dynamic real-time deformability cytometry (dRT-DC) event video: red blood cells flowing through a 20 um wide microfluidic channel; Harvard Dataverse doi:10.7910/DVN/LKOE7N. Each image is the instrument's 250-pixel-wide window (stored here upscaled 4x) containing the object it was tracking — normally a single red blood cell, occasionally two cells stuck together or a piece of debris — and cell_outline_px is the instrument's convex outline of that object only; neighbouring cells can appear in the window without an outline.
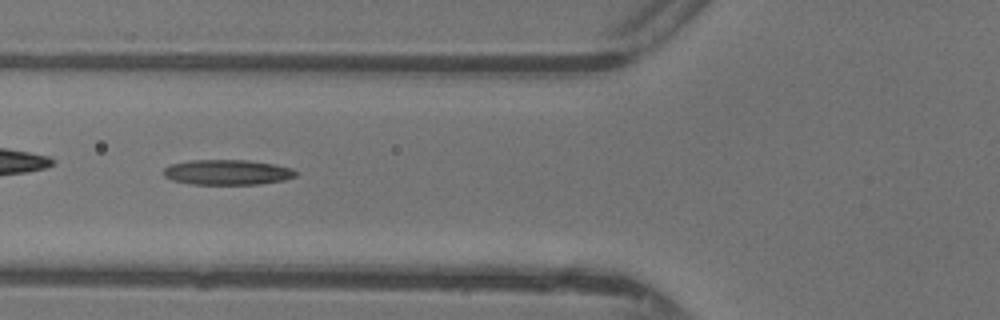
{"species": "common noctule bat (a hibernating species)", "species_latin": "Nyctalus noctula", "temperature_condition": "warm", "stored_images_in_passage": 34, "camera_frame_rate_fps": 3000, "um_per_image_px": 0.085, "animal": {"sex": "female"}, "frame": {"image": 1, "passage_image": 5, "time_ms": 1.333, "image_size_px": [1000, 320], "cell_outline_px": [[300, 172], [296, 176], [284, 180], [260, 184], [192, 184], [172, 180], [164, 176], [164, 168], [172, 164], [188, 160], [248, 160], [272, 164], [292, 168]], "centroid_in_image_um": [19.35, 14.64], "position_along_channel_um": 106.5, "area_um2": 19.42}}
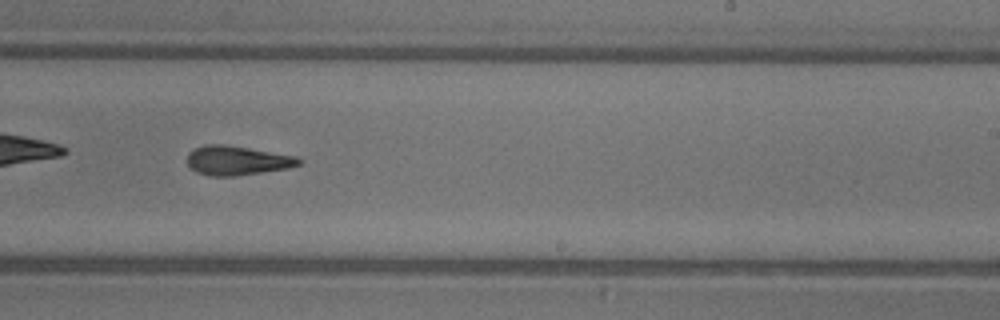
{"frame": {"image": 2, "passage_image": 16, "time_ms": 5.0, "image_size_px": [1000, 320], "cell_outline_px": [[304, 160], [300, 164], [288, 168], [232, 176], [208, 176], [196, 172], [188, 164], [188, 152], [192, 148], [204, 144], [224, 144], [296, 156]], "centroid_in_image_um": [20.12, 13.63], "position_along_channel_um": 268.9, "area_um2": 19.02}}
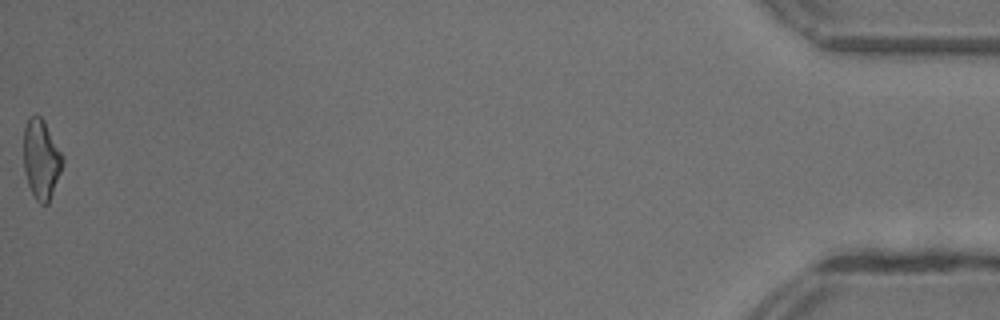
{"frame": {"image": 3, "passage_image": 34, "time_ms": 11.0, "image_size_px": [1000, 320], "cell_outline_px": [[64, 160], [60, 172], [48, 204], [40, 204], [36, 200], [28, 184], [24, 172], [24, 128], [28, 120], [32, 116], [40, 116], [44, 120], [64, 156]], "centroid_in_image_um": [3.51, 13.54], "position_along_channel_um": 431.7, "area_um2": 17.92}, "authors_computed_cell_mechanics": {"area_um2": 18.8139, "velocity_mm_per_s": 4.4331, "shape_relaxation_time_tau1_ms": 8.4796, "shape_relaxation_time_tau2_ms": 3.9036, "deformation_change_tau1": 0.2546, "deformation_change_tau2": 0.1516}}